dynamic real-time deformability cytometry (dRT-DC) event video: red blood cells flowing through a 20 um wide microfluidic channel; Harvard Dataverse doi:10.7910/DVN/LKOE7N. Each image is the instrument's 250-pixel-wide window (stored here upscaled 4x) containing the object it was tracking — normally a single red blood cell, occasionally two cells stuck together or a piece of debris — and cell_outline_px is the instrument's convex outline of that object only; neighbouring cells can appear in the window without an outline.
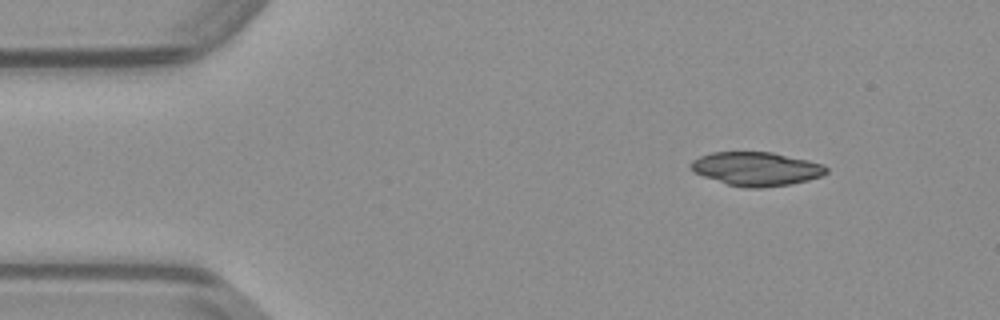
{"species": "common noctule bat (a hibernating species)", "species_latin": "Nyctalus noctula", "temperature_condition": "warm", "stored_images_in_passage": 43, "camera_frame_rate_fps": 3000, "um_per_image_px": 0.085, "animal": {"sex": "male", "body_mass_g": 23.1, "forearm_length_mm": 52.7}, "frame": {"image": 1, "passage_image": 1, "time_ms": 0.0, "image_size_px": [1000, 320], "cell_outline_px": [[828, 172], [820, 176], [808, 180], [792, 184], [760, 188], [748, 188], [728, 184], [704, 176], [688, 168], [688, 164], [692, 160], [700, 156], [712, 152], [772, 152], [808, 160], [824, 164], [828, 168]], "centroid_in_image_um": [64.29, 14.34], "position_along_channel_um": 20.7, "area_um2": 26.65}}